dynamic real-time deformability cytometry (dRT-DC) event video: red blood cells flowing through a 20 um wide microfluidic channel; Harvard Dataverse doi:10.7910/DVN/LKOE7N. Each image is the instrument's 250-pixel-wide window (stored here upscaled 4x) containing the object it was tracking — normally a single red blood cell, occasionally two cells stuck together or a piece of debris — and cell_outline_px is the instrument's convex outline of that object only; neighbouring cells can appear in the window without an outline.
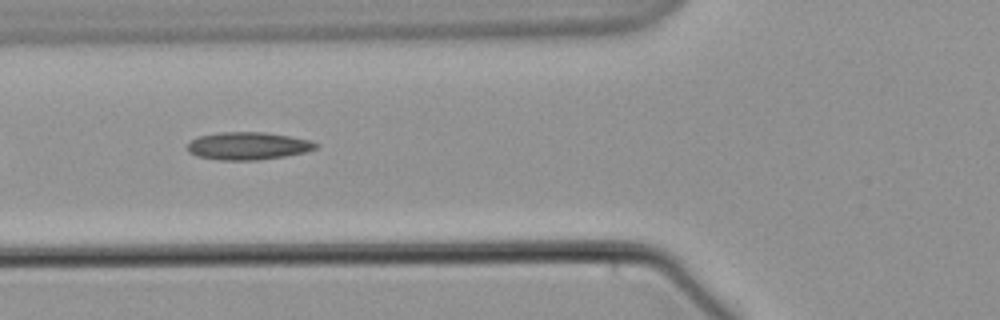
{"species": "common noctule bat (a hibernating species)", "species_latin": "Nyctalus noctula", "temperature_condition": "warm", "stored_images_in_passage": 14, "camera_frame_rate_fps": 3000, "um_per_image_px": 0.085, "animal": {"sex": "male", "body_mass_g": 21.5, "forearm_length_mm": 52.0}, "frame": {"image": 1, "passage_image": 5, "time_ms": 6.0, "image_size_px": [1000, 320], "cell_outline_px": [[320, 144], [316, 148], [304, 152], [284, 156], [260, 160], [220, 160], [196, 156], [188, 152], [188, 144], [192, 140], [200, 136], [220, 132], [264, 132], [312, 140]], "centroid_in_image_um": [21.09, 12.4], "position_along_channel_um": 104.7, "area_um2": 20.63}}